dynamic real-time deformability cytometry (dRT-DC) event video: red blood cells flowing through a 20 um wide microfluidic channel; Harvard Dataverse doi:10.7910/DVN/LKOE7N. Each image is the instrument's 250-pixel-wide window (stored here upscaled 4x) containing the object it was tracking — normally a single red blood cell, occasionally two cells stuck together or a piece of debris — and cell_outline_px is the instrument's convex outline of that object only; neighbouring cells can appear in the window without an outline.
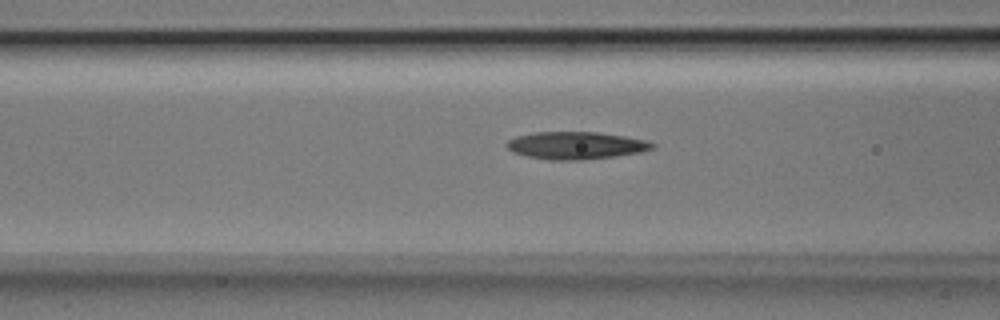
{"species": "Egyptian fruit bat (a non-hibernating species)", "species_latin": "Rousettus aegyptiacus", "temperature_condition": "room temperature", "stored_images_in_passage": 25, "camera_frame_rate_fps": 3000, "um_per_image_px": 0.085, "animal": {"sex": "male"}, "frame": {"image": 1, "passage_image": 4, "time_ms": 1.0, "image_size_px": [1000, 320], "cell_outline_px": [[656, 148], [640, 152], [616, 156], [584, 160], [548, 160], [528, 156], [512, 152], [504, 144], [508, 140], [516, 136], [536, 132], [596, 132], [624, 136], [644, 140], [656, 144]], "centroid_in_image_um": [48.94, 12.37], "position_along_channel_um": 117.7, "area_um2": 23.35}}
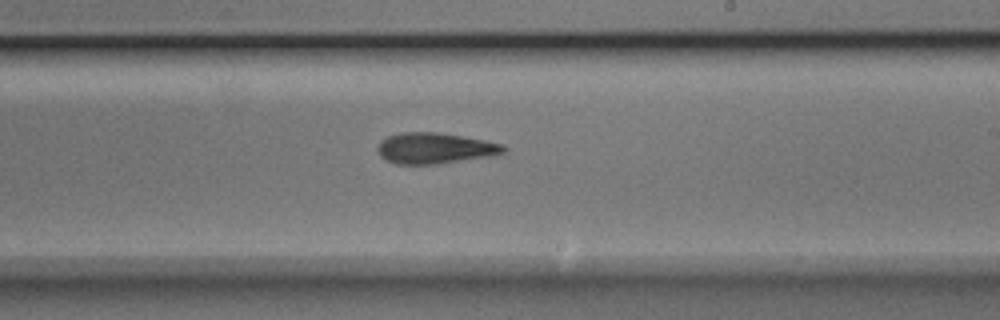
{"frame": {"image": 2, "passage_image": 14, "time_ms": 4.333, "image_size_px": [1000, 320], "cell_outline_px": [[508, 148], [504, 152], [492, 156], [436, 164], [396, 164], [380, 156], [376, 148], [380, 140], [388, 136], [400, 132], [436, 132], [484, 140], [504, 144]], "centroid_in_image_um": [36.96, 12.6], "position_along_channel_um": 252.0, "area_um2": 22.72}}
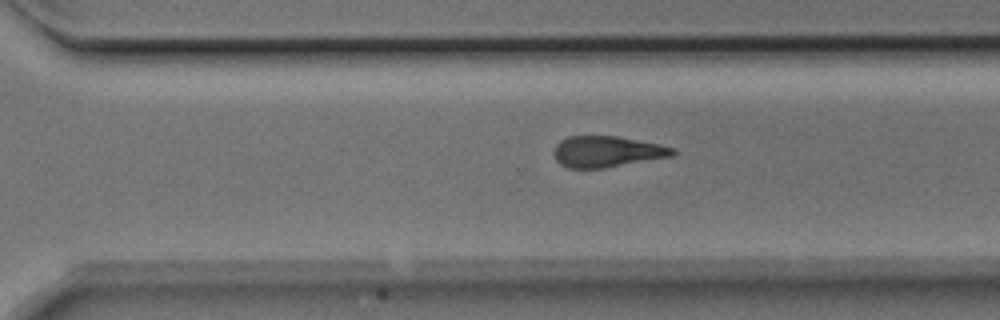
{"frame": {"image": 3, "passage_image": 19, "time_ms": 6.0, "image_size_px": [1000, 320], "cell_outline_px": [[676, 152], [672, 156], [604, 168], [568, 168], [560, 164], [552, 156], [552, 152], [556, 144], [560, 140], [568, 136], [616, 136], [660, 144], [676, 148]], "centroid_in_image_um": [51.56, 12.88], "position_along_channel_um": 319.0, "area_um2": 21.68}}